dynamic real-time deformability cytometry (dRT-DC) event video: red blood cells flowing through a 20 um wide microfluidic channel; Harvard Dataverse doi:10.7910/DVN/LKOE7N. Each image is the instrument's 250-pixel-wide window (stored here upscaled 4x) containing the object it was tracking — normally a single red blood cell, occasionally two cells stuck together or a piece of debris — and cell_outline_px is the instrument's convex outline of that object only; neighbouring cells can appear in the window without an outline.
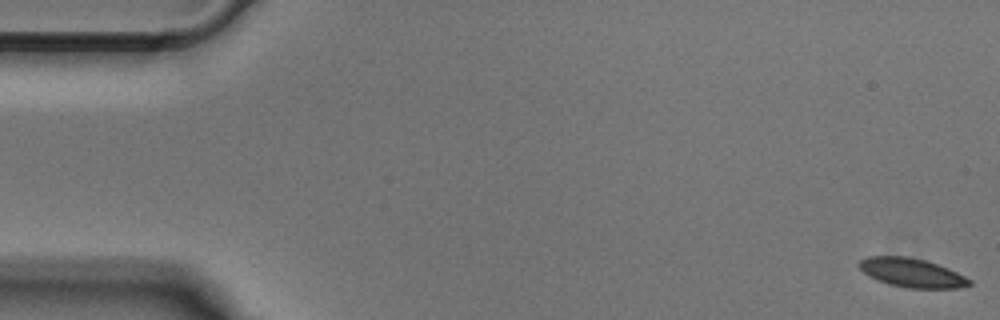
{"species": "Egyptian fruit bat (a non-hibernating species)", "species_latin": "Rousettus aegyptiacus", "temperature_condition": "cold", "stored_images_in_passage": 51, "camera_frame_rate_fps": 3000, "um_per_image_px": 0.085, "animal": {"sex": "male"}, "frame": {"image": 1, "passage_image": 1, "time_ms": 0.0, "image_size_px": [1000, 320], "cell_outline_px": [[972, 284], [956, 288], [908, 288], [888, 284], [868, 276], [856, 264], [860, 260], [868, 256], [908, 256], [924, 260], [948, 268], [972, 280]], "centroid_in_image_um": [77.47, 23.18], "position_along_channel_um": 7.5, "area_um2": 18.55}}
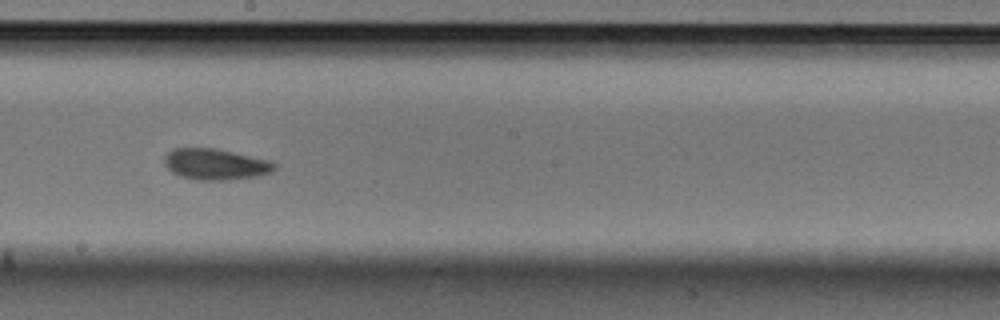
{"frame": {"image": 2, "passage_image": 28, "time_ms": 9.0, "image_size_px": [1000, 320], "cell_outline_px": [[276, 168], [272, 172], [260, 176], [228, 180], [196, 180], [180, 176], [172, 172], [164, 164], [164, 156], [172, 148], [216, 148], [272, 160], [276, 164]], "centroid_in_image_um": [18.35, 13.96], "position_along_channel_um": 229.9, "area_um2": 20.29}}
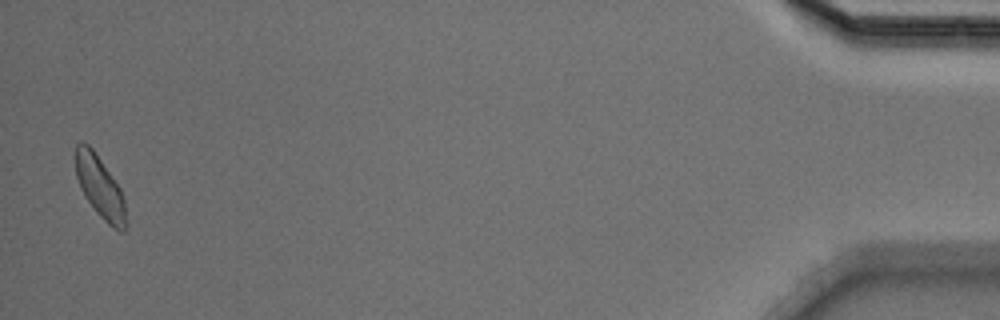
{"frame": {"image": 3, "passage_image": 50, "time_ms": 16.333, "image_size_px": [1000, 320], "cell_outline_px": [[124, 232], [120, 232], [112, 228], [96, 212], [80, 188], [76, 176], [76, 144], [80, 140], [88, 144], [92, 148], [120, 188], [124, 200]], "centroid_in_image_um": [8.46, 15.88], "position_along_channel_um": 426.7, "area_um2": 17.69}}